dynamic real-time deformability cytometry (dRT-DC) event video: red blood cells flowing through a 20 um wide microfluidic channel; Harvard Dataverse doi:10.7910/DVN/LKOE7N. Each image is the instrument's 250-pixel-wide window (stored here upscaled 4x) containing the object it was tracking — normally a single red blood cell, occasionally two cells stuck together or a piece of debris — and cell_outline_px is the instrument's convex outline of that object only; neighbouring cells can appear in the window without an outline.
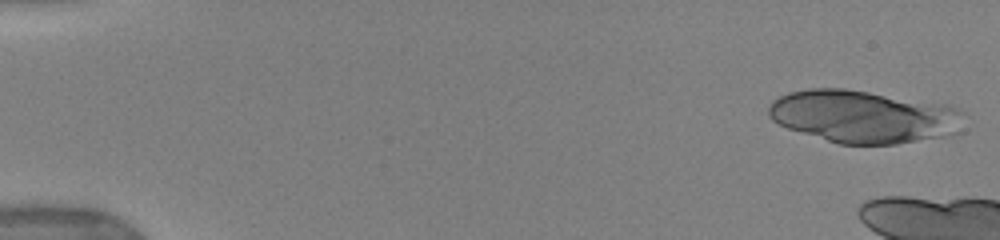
{"species": "human", "species_latin": "Homo sapiens", "temperature_condition": "warm", "stored_images_in_passage": 7, "camera_frame_rate_fps": 3000, "um_per_image_px": 0.085, "donor": {"sex": "female"}, "frame": {"image": 1, "passage_image": 1, "time_ms": 0.0, "image_size_px": [1000, 240], "cell_outline_px": [[964, 132], [952, 136], [896, 144], [840, 144], [788, 128], [772, 120], [768, 116], [768, 104], [772, 100], [788, 92], [808, 88], [844, 88], [952, 104], [960, 108], [964, 112]], "centroid_in_image_um": [73.52, 9.9], "position_along_channel_um": 11.5, "area_um2": 61.21}}